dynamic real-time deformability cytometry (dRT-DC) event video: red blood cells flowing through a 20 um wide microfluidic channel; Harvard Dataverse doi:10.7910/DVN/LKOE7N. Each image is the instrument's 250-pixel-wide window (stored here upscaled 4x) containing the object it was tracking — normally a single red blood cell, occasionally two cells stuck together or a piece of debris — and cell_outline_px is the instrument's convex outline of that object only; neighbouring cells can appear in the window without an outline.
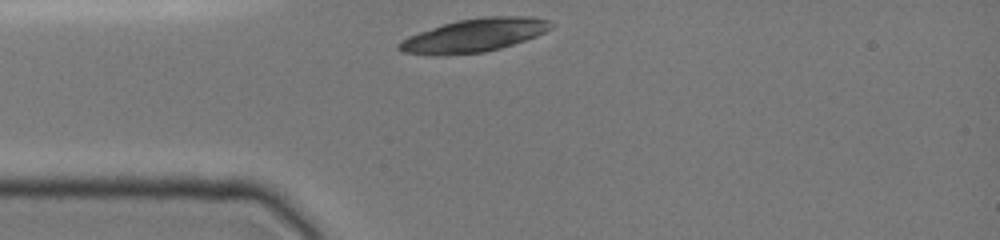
{"species": "common noctule bat (a hibernating species)", "species_latin": "Nyctalus noctula", "temperature_condition": "cold", "stored_images_in_passage": 7, "camera_frame_rate_fps": 3000, "um_per_image_px": 0.085, "animal": {"sex": "female", "body_mass_g": 19.0, "forearm_length_mm": 51.5}, "frame": {"image": 1, "passage_image": 1, "time_ms": 0.0, "image_size_px": [1000, 240], "cell_outline_px": [[556, 24], [552, 28], [536, 36], [500, 48], [484, 52], [436, 56], [432, 56], [404, 52], [396, 48], [396, 44], [400, 40], [408, 36], [456, 20], [484, 16], [532, 16], [548, 20]], "centroid_in_image_um": [40.3, 3.0], "position_along_channel_um": 44.7, "area_um2": 29.65}}
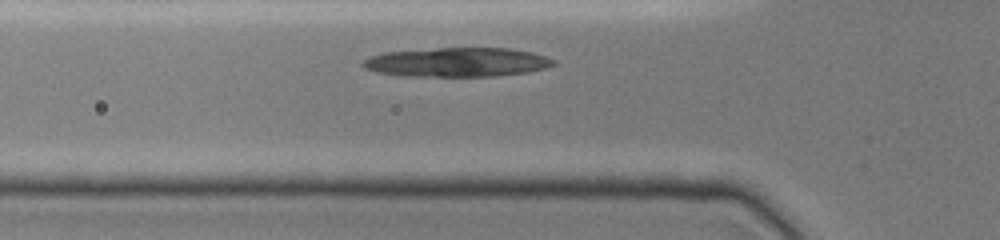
{"frame": {"image": 2, "passage_image": 4, "time_ms": 1.333, "image_size_px": [1000, 240], "cell_outline_px": [[556, 64], [548, 68], [528, 72], [496, 76], [404, 76], [376, 72], [364, 68], [360, 64], [364, 60], [372, 56], [384, 52], [436, 48], [508, 48], [532, 52], [556, 60]], "centroid_in_image_um": [38.88, 5.29], "position_along_channel_um": 86.9, "area_um2": 32.54}}
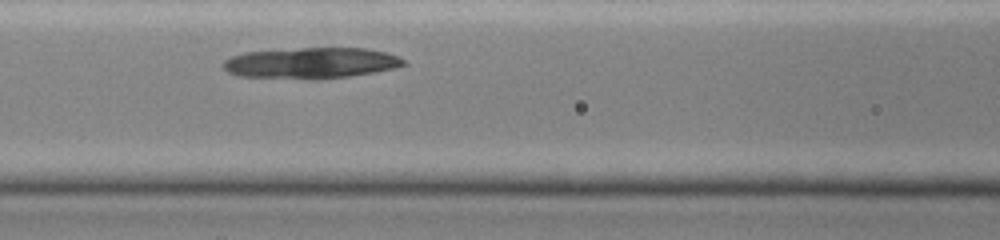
{"frame": {"image": 3, "passage_image": 7, "time_ms": 2.667, "image_size_px": [1000, 240], "cell_outline_px": [[408, 64], [396, 68], [348, 76], [320, 80], [308, 80], [240, 76], [228, 72], [220, 64], [224, 60], [232, 56], [244, 52], [300, 48], [364, 48], [384, 52], [396, 56], [404, 60]], "centroid_in_image_um": [26.4, 5.37], "position_along_channel_um": 140.2, "area_um2": 32.77}}